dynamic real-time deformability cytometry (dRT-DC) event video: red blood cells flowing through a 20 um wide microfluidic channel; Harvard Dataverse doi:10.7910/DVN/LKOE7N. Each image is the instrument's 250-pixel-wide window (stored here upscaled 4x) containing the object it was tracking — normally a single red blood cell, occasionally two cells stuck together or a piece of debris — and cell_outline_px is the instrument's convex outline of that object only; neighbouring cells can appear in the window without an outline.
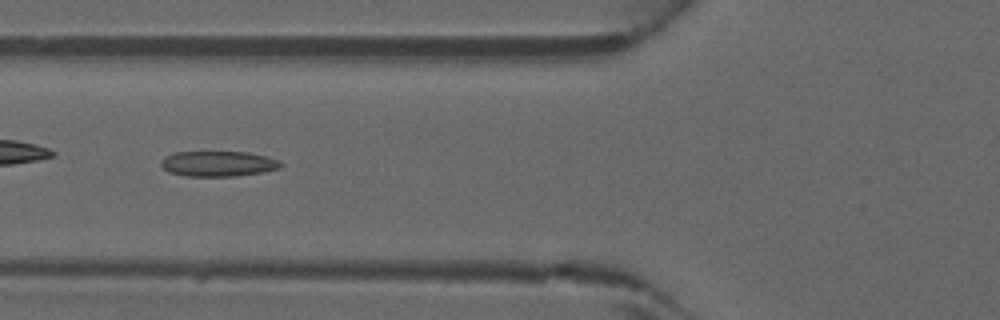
{"species": "common noctule bat (a hibernating species)", "species_latin": "Nyctalus noctula", "temperature_condition": "warm", "stored_images_in_passage": 27, "camera_frame_rate_fps": 3000, "um_per_image_px": 0.085, "animal": {"sex": "male", "forearm_length_mm": 52.5}, "frame": {"image": 1, "passage_image": 5, "time_ms": 1.333, "image_size_px": [1000, 320], "cell_outline_px": [[284, 164], [280, 168], [260, 172], [236, 176], [184, 176], [168, 172], [160, 164], [160, 160], [164, 156], [172, 152], [248, 152], [268, 156], [280, 160]], "centroid_in_image_um": [18.53, 13.91], "position_along_channel_um": 107.3, "area_um2": 17.92}}
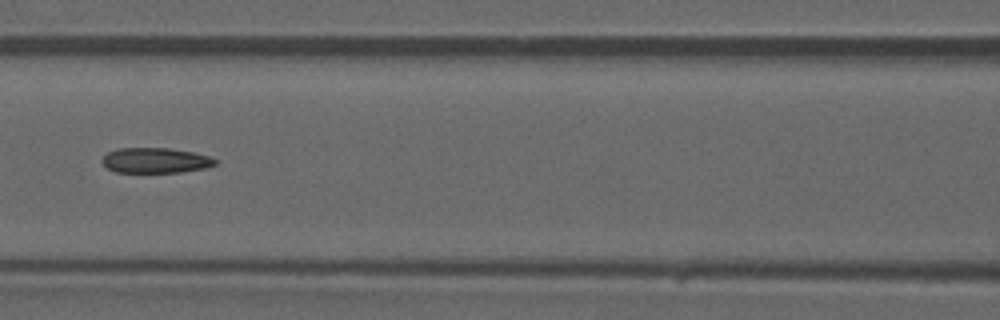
{"frame": {"image": 2, "passage_image": 8, "time_ms": 2.333, "image_size_px": [1000, 320], "cell_outline_px": [[216, 164], [208, 168], [180, 172], [116, 172], [108, 168], [104, 164], [104, 156], [108, 152], [116, 148], [168, 148], [192, 152], [208, 156], [216, 160]], "centroid_in_image_um": [13.24, 13.63], "position_along_channel_um": 153.4, "area_um2": 16.47}}
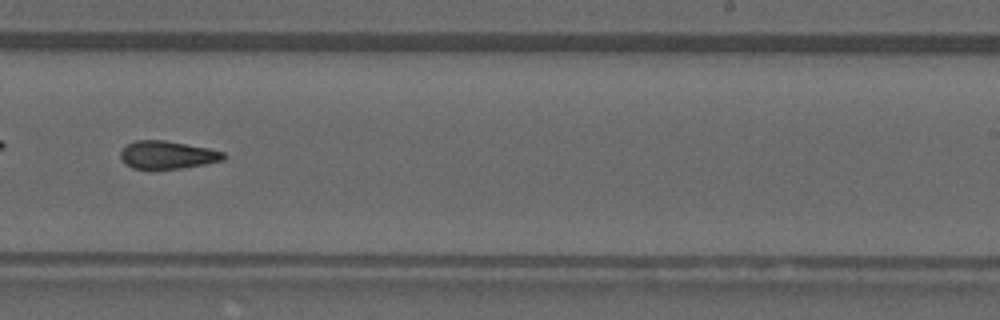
{"frame": {"image": 3, "passage_image": 16, "time_ms": 5.0, "image_size_px": [1000, 320], "cell_outline_px": [[228, 156], [224, 160], [204, 164], [180, 168], [132, 168], [124, 164], [120, 156], [120, 152], [128, 144], [136, 140], [164, 140], [208, 148], [224, 152]], "centroid_in_image_um": [14.24, 13.16], "position_along_channel_um": 274.8, "area_um2": 16.59}}